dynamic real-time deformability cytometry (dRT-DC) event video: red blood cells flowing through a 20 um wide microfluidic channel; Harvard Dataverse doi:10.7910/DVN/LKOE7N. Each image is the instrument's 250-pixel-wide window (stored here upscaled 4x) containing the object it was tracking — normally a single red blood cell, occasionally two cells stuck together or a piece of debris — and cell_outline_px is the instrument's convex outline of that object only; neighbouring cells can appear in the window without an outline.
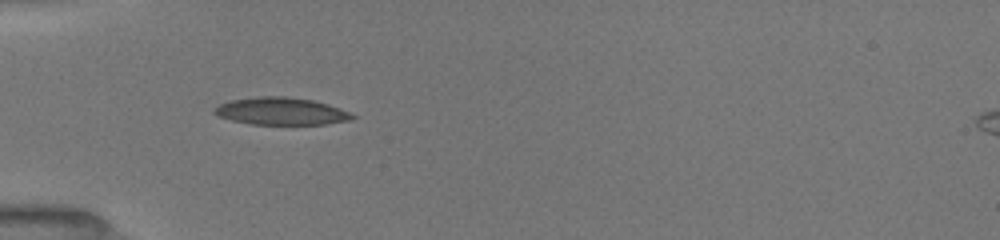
{"species": "common noctule bat (a hibernating species)", "species_latin": "Nyctalus noctula", "temperature_condition": "room temperature", "stored_images_in_passage": 34, "camera_frame_rate_fps": 3000, "um_per_image_px": 0.085, "animal": {"sex": "female", "body_mass_g": 19.5, "forearm_length_mm": 54.1}, "frame": {"image": 1, "passage_image": 19, "time_ms": 5.333, "image_size_px": [1000, 240], "cell_outline_px": [[356, 116], [352, 120], [324, 124], [252, 124], [232, 120], [216, 116], [212, 112], [212, 108], [220, 104], [232, 100], [256, 96], [284, 96], [312, 100], [328, 104], [348, 112]], "centroid_in_image_um": [23.85, 9.45], "position_along_channel_um": 61.1, "area_um2": 21.96}}
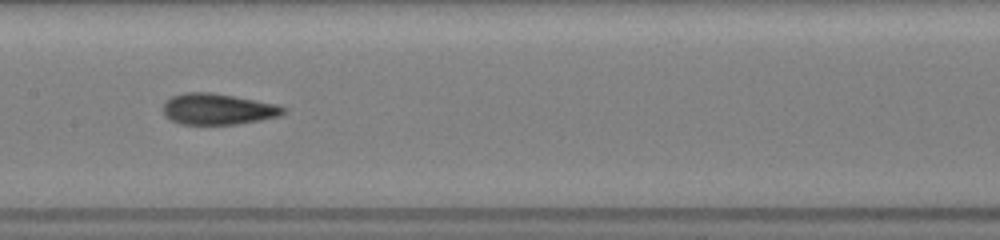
{"frame": {"image": 2, "passage_image": 27, "time_ms": 8.667, "image_size_px": [1000, 240], "cell_outline_px": [[288, 108], [280, 116], [260, 120], [236, 124], [180, 124], [164, 116], [164, 100], [172, 96], [184, 92], [212, 92], [276, 104]], "centroid_in_image_um": [18.5, 9.27], "position_along_channel_um": 188.9, "area_um2": 21.79}}
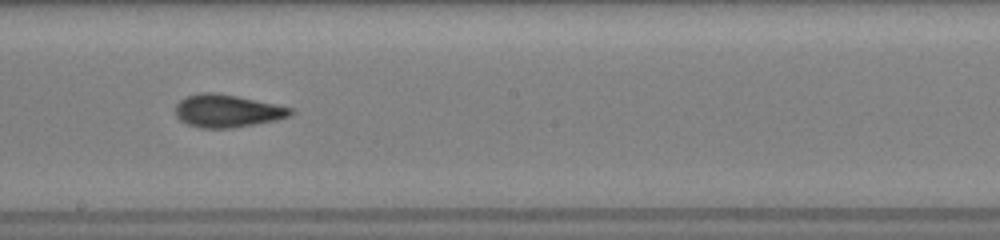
{"frame": {"image": 3, "passage_image": 31, "time_ms": 9.667, "image_size_px": [1000, 240], "cell_outline_px": [[296, 112], [292, 116], [276, 120], [232, 128], [200, 128], [188, 124], [180, 120], [176, 116], [176, 104], [184, 96], [200, 92], [212, 92], [236, 96], [276, 104], [292, 108]], "centroid_in_image_um": [19.32, 9.42], "position_along_channel_um": 228.9, "area_um2": 22.08}}